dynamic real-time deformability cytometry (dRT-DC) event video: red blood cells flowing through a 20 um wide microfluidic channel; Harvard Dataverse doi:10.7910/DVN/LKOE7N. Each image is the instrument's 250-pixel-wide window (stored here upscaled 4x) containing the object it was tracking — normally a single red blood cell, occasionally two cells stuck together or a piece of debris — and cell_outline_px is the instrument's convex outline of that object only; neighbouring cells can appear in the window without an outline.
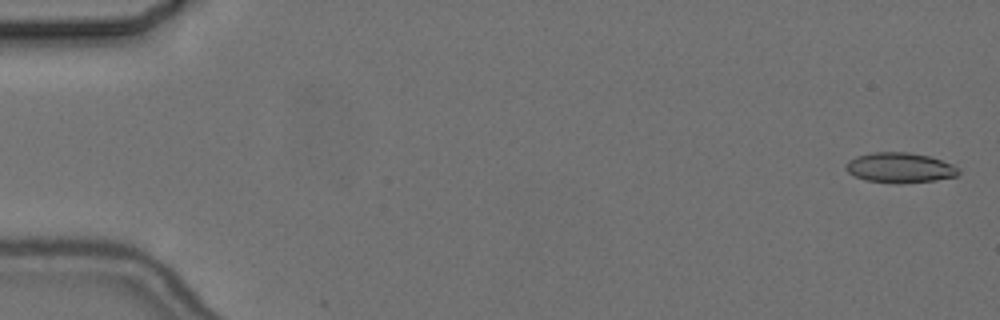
{"species": "common noctule bat (a hibernating species)", "species_latin": "Nyctalus noctula", "temperature_condition": "cold", "stored_images_in_passage": 6, "camera_frame_rate_fps": 3000, "um_per_image_px": 0.085, "animal": {"sex": "female", "body_mass_g": 24.6, "forearm_length_mm": 56.2}, "frame": {"image": 1, "passage_image": 1, "time_ms": 0.0, "image_size_px": [1000, 320], "cell_outline_px": [[960, 172], [956, 176], [936, 180], [900, 184], [896, 184], [864, 180], [848, 172], [844, 168], [844, 164], [848, 160], [856, 156], [872, 152], [908, 152], [928, 156], [952, 164], [960, 168]], "centroid_in_image_um": [76.46, 14.26], "position_along_channel_um": 8.5, "area_um2": 20.0}}